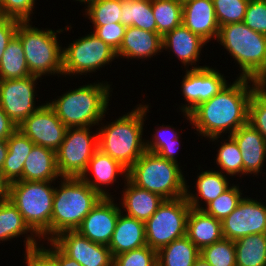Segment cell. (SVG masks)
Masks as SVG:
<instances>
[{"label":"cell","instance_id":"6da1fadb","mask_svg":"<svg viewBox=\"0 0 266 266\" xmlns=\"http://www.w3.org/2000/svg\"><path fill=\"white\" fill-rule=\"evenodd\" d=\"M259 81L236 77L210 100L200 103L193 111L183 113L198 137L213 138L233 134L248 123L249 102Z\"/></svg>","mask_w":266,"mask_h":266},{"label":"cell","instance_id":"9c48e42d","mask_svg":"<svg viewBox=\"0 0 266 266\" xmlns=\"http://www.w3.org/2000/svg\"><path fill=\"white\" fill-rule=\"evenodd\" d=\"M190 210L185 196L164 199L157 211L145 222L147 246L158 251L172 241L186 236Z\"/></svg>","mask_w":266,"mask_h":266},{"label":"cell","instance_id":"f6af8a7d","mask_svg":"<svg viewBox=\"0 0 266 266\" xmlns=\"http://www.w3.org/2000/svg\"><path fill=\"white\" fill-rule=\"evenodd\" d=\"M173 126L161 125L156 127L152 139L145 140V149L152 153H155L160 147L165 145V143L176 142V139L181 137L180 131L175 129ZM158 128V129H157Z\"/></svg>","mask_w":266,"mask_h":266},{"label":"cell","instance_id":"3957f363","mask_svg":"<svg viewBox=\"0 0 266 266\" xmlns=\"http://www.w3.org/2000/svg\"><path fill=\"white\" fill-rule=\"evenodd\" d=\"M108 83L99 80L87 83L70 89L47 103L67 128L99 126L105 120V114H108L112 96L110 93L113 92L112 84Z\"/></svg>","mask_w":266,"mask_h":266},{"label":"cell","instance_id":"f35d334b","mask_svg":"<svg viewBox=\"0 0 266 266\" xmlns=\"http://www.w3.org/2000/svg\"><path fill=\"white\" fill-rule=\"evenodd\" d=\"M219 26L243 22L249 0H212Z\"/></svg>","mask_w":266,"mask_h":266},{"label":"cell","instance_id":"ba28073f","mask_svg":"<svg viewBox=\"0 0 266 266\" xmlns=\"http://www.w3.org/2000/svg\"><path fill=\"white\" fill-rule=\"evenodd\" d=\"M179 164L146 150L128 169L127 178L164 199H176L185 196L187 184Z\"/></svg>","mask_w":266,"mask_h":266},{"label":"cell","instance_id":"f907efd6","mask_svg":"<svg viewBox=\"0 0 266 266\" xmlns=\"http://www.w3.org/2000/svg\"><path fill=\"white\" fill-rule=\"evenodd\" d=\"M47 246H44L59 262L60 266H81L76 260L71 259L65 255L52 241L45 242Z\"/></svg>","mask_w":266,"mask_h":266},{"label":"cell","instance_id":"7dc6e473","mask_svg":"<svg viewBox=\"0 0 266 266\" xmlns=\"http://www.w3.org/2000/svg\"><path fill=\"white\" fill-rule=\"evenodd\" d=\"M19 22L13 18L0 16V60L8 43L16 35Z\"/></svg>","mask_w":266,"mask_h":266},{"label":"cell","instance_id":"4316f807","mask_svg":"<svg viewBox=\"0 0 266 266\" xmlns=\"http://www.w3.org/2000/svg\"><path fill=\"white\" fill-rule=\"evenodd\" d=\"M186 236L202 250L223 238L222 221L203 210L191 208L187 218Z\"/></svg>","mask_w":266,"mask_h":266},{"label":"cell","instance_id":"5bb4252c","mask_svg":"<svg viewBox=\"0 0 266 266\" xmlns=\"http://www.w3.org/2000/svg\"><path fill=\"white\" fill-rule=\"evenodd\" d=\"M243 197L235 210L222 221L223 238L236 241L252 234H266V205Z\"/></svg>","mask_w":266,"mask_h":266},{"label":"cell","instance_id":"b9f144b4","mask_svg":"<svg viewBox=\"0 0 266 266\" xmlns=\"http://www.w3.org/2000/svg\"><path fill=\"white\" fill-rule=\"evenodd\" d=\"M36 0H0V16L20 22L31 21Z\"/></svg>","mask_w":266,"mask_h":266},{"label":"cell","instance_id":"83f0119b","mask_svg":"<svg viewBox=\"0 0 266 266\" xmlns=\"http://www.w3.org/2000/svg\"><path fill=\"white\" fill-rule=\"evenodd\" d=\"M56 163V151L34 145L25 160L22 177L25 181H56L60 179Z\"/></svg>","mask_w":266,"mask_h":266},{"label":"cell","instance_id":"484cf974","mask_svg":"<svg viewBox=\"0 0 266 266\" xmlns=\"http://www.w3.org/2000/svg\"><path fill=\"white\" fill-rule=\"evenodd\" d=\"M20 236H26L23 241L25 251L41 243V239L30 229L17 207L9 199L0 202V243Z\"/></svg>","mask_w":266,"mask_h":266},{"label":"cell","instance_id":"f1b7e54d","mask_svg":"<svg viewBox=\"0 0 266 266\" xmlns=\"http://www.w3.org/2000/svg\"><path fill=\"white\" fill-rule=\"evenodd\" d=\"M7 143L8 152L1 171L12 183L22 177L25 160L35 144L18 129L7 139Z\"/></svg>","mask_w":266,"mask_h":266},{"label":"cell","instance_id":"9f6ffc18","mask_svg":"<svg viewBox=\"0 0 266 266\" xmlns=\"http://www.w3.org/2000/svg\"><path fill=\"white\" fill-rule=\"evenodd\" d=\"M74 1V0H73ZM75 1H78L80 2L81 4H85L84 8H86V6L92 2H94L95 0H75Z\"/></svg>","mask_w":266,"mask_h":266},{"label":"cell","instance_id":"7c38bea8","mask_svg":"<svg viewBox=\"0 0 266 266\" xmlns=\"http://www.w3.org/2000/svg\"><path fill=\"white\" fill-rule=\"evenodd\" d=\"M37 80L39 77L31 75L0 80V106L17 127L45 104H35Z\"/></svg>","mask_w":266,"mask_h":266},{"label":"cell","instance_id":"f5cc1de1","mask_svg":"<svg viewBox=\"0 0 266 266\" xmlns=\"http://www.w3.org/2000/svg\"><path fill=\"white\" fill-rule=\"evenodd\" d=\"M7 152H8L7 140H0V170H2Z\"/></svg>","mask_w":266,"mask_h":266},{"label":"cell","instance_id":"44dd1931","mask_svg":"<svg viewBox=\"0 0 266 266\" xmlns=\"http://www.w3.org/2000/svg\"><path fill=\"white\" fill-rule=\"evenodd\" d=\"M182 24L207 43L217 40L219 23L212 0H189L182 4Z\"/></svg>","mask_w":266,"mask_h":266},{"label":"cell","instance_id":"ac0fdd59","mask_svg":"<svg viewBox=\"0 0 266 266\" xmlns=\"http://www.w3.org/2000/svg\"><path fill=\"white\" fill-rule=\"evenodd\" d=\"M91 173L93 175H90ZM120 175L125 181L127 179L128 170L108 154L97 149L80 178L94 191L106 198L114 197L111 195V192L109 193L110 190L107 191L106 188L109 187V185L117 183L116 180L119 179Z\"/></svg>","mask_w":266,"mask_h":266},{"label":"cell","instance_id":"2e32d148","mask_svg":"<svg viewBox=\"0 0 266 266\" xmlns=\"http://www.w3.org/2000/svg\"><path fill=\"white\" fill-rule=\"evenodd\" d=\"M51 241L81 266H113L108 246L92 242L76 230L62 232Z\"/></svg>","mask_w":266,"mask_h":266},{"label":"cell","instance_id":"8992f818","mask_svg":"<svg viewBox=\"0 0 266 266\" xmlns=\"http://www.w3.org/2000/svg\"><path fill=\"white\" fill-rule=\"evenodd\" d=\"M32 21L19 22L16 36L20 39L26 62L31 76L46 78L55 75L63 76V48L57 37L64 30L69 31L72 26H65L58 30L40 29L32 27ZM58 34V35H57Z\"/></svg>","mask_w":266,"mask_h":266},{"label":"cell","instance_id":"db71d44e","mask_svg":"<svg viewBox=\"0 0 266 266\" xmlns=\"http://www.w3.org/2000/svg\"><path fill=\"white\" fill-rule=\"evenodd\" d=\"M193 266H211L205 259L199 256Z\"/></svg>","mask_w":266,"mask_h":266},{"label":"cell","instance_id":"681fc988","mask_svg":"<svg viewBox=\"0 0 266 266\" xmlns=\"http://www.w3.org/2000/svg\"><path fill=\"white\" fill-rule=\"evenodd\" d=\"M16 130L17 126L0 106V140H7Z\"/></svg>","mask_w":266,"mask_h":266},{"label":"cell","instance_id":"74e56055","mask_svg":"<svg viewBox=\"0 0 266 266\" xmlns=\"http://www.w3.org/2000/svg\"><path fill=\"white\" fill-rule=\"evenodd\" d=\"M200 256L211 266H236V253L234 241L227 238L204 247Z\"/></svg>","mask_w":266,"mask_h":266},{"label":"cell","instance_id":"9a60e30c","mask_svg":"<svg viewBox=\"0 0 266 266\" xmlns=\"http://www.w3.org/2000/svg\"><path fill=\"white\" fill-rule=\"evenodd\" d=\"M35 145L56 151L67 131L55 111L46 102L36 112L26 118L18 127Z\"/></svg>","mask_w":266,"mask_h":266},{"label":"cell","instance_id":"836d02e7","mask_svg":"<svg viewBox=\"0 0 266 266\" xmlns=\"http://www.w3.org/2000/svg\"><path fill=\"white\" fill-rule=\"evenodd\" d=\"M30 75L22 43L15 35L0 60V80L24 78Z\"/></svg>","mask_w":266,"mask_h":266},{"label":"cell","instance_id":"f546056e","mask_svg":"<svg viewBox=\"0 0 266 266\" xmlns=\"http://www.w3.org/2000/svg\"><path fill=\"white\" fill-rule=\"evenodd\" d=\"M199 256L200 250L184 236L157 251V266H193Z\"/></svg>","mask_w":266,"mask_h":266},{"label":"cell","instance_id":"1f68e13d","mask_svg":"<svg viewBox=\"0 0 266 266\" xmlns=\"http://www.w3.org/2000/svg\"><path fill=\"white\" fill-rule=\"evenodd\" d=\"M236 266H266V234H252L234 241Z\"/></svg>","mask_w":266,"mask_h":266},{"label":"cell","instance_id":"ab89813d","mask_svg":"<svg viewBox=\"0 0 266 266\" xmlns=\"http://www.w3.org/2000/svg\"><path fill=\"white\" fill-rule=\"evenodd\" d=\"M113 266H157V251L145 245L113 257Z\"/></svg>","mask_w":266,"mask_h":266},{"label":"cell","instance_id":"603a6c76","mask_svg":"<svg viewBox=\"0 0 266 266\" xmlns=\"http://www.w3.org/2000/svg\"><path fill=\"white\" fill-rule=\"evenodd\" d=\"M119 202L121 212L146 222L164 201L159 194L134 185L128 178L124 182L122 197ZM123 209V210H122Z\"/></svg>","mask_w":266,"mask_h":266},{"label":"cell","instance_id":"d590c367","mask_svg":"<svg viewBox=\"0 0 266 266\" xmlns=\"http://www.w3.org/2000/svg\"><path fill=\"white\" fill-rule=\"evenodd\" d=\"M121 6L122 0H95L86 6L83 15L93 26L121 23Z\"/></svg>","mask_w":266,"mask_h":266},{"label":"cell","instance_id":"60d3db41","mask_svg":"<svg viewBox=\"0 0 266 266\" xmlns=\"http://www.w3.org/2000/svg\"><path fill=\"white\" fill-rule=\"evenodd\" d=\"M248 123L257 129L266 141V93L260 87L250 98Z\"/></svg>","mask_w":266,"mask_h":266},{"label":"cell","instance_id":"e0dca14e","mask_svg":"<svg viewBox=\"0 0 266 266\" xmlns=\"http://www.w3.org/2000/svg\"><path fill=\"white\" fill-rule=\"evenodd\" d=\"M114 201L113 197H103L76 231L92 242L108 246L121 212L119 203Z\"/></svg>","mask_w":266,"mask_h":266},{"label":"cell","instance_id":"8d00e7d4","mask_svg":"<svg viewBox=\"0 0 266 266\" xmlns=\"http://www.w3.org/2000/svg\"><path fill=\"white\" fill-rule=\"evenodd\" d=\"M231 184L225 192L208 203L202 210L220 221H223L231 214L244 197L243 190L240 189L239 184Z\"/></svg>","mask_w":266,"mask_h":266},{"label":"cell","instance_id":"bcb514c9","mask_svg":"<svg viewBox=\"0 0 266 266\" xmlns=\"http://www.w3.org/2000/svg\"><path fill=\"white\" fill-rule=\"evenodd\" d=\"M42 244L30 248L24 253V261L27 266H60L57 259Z\"/></svg>","mask_w":266,"mask_h":266},{"label":"cell","instance_id":"8fae6325","mask_svg":"<svg viewBox=\"0 0 266 266\" xmlns=\"http://www.w3.org/2000/svg\"><path fill=\"white\" fill-rule=\"evenodd\" d=\"M92 128H67L64 141L56 150V163L61 177H80L86 170L98 149V130Z\"/></svg>","mask_w":266,"mask_h":266},{"label":"cell","instance_id":"11a10c76","mask_svg":"<svg viewBox=\"0 0 266 266\" xmlns=\"http://www.w3.org/2000/svg\"><path fill=\"white\" fill-rule=\"evenodd\" d=\"M259 87L266 93V78L259 81Z\"/></svg>","mask_w":266,"mask_h":266},{"label":"cell","instance_id":"7a4b0ae2","mask_svg":"<svg viewBox=\"0 0 266 266\" xmlns=\"http://www.w3.org/2000/svg\"><path fill=\"white\" fill-rule=\"evenodd\" d=\"M140 103L130 112L112 122L99 123L98 149L118 161L127 170L146 151L143 133L144 121L150 111L148 104ZM103 123V124H102Z\"/></svg>","mask_w":266,"mask_h":266},{"label":"cell","instance_id":"c3c4849f","mask_svg":"<svg viewBox=\"0 0 266 266\" xmlns=\"http://www.w3.org/2000/svg\"><path fill=\"white\" fill-rule=\"evenodd\" d=\"M179 141L180 137L176 139V142L165 143V145L160 147L155 153L164 159L178 163V148L181 147V141Z\"/></svg>","mask_w":266,"mask_h":266},{"label":"cell","instance_id":"ffe728a7","mask_svg":"<svg viewBox=\"0 0 266 266\" xmlns=\"http://www.w3.org/2000/svg\"><path fill=\"white\" fill-rule=\"evenodd\" d=\"M237 143L243 159V176L257 177L266 162V141L251 124L247 123L230 135ZM248 174V175H247Z\"/></svg>","mask_w":266,"mask_h":266},{"label":"cell","instance_id":"ee69618b","mask_svg":"<svg viewBox=\"0 0 266 266\" xmlns=\"http://www.w3.org/2000/svg\"><path fill=\"white\" fill-rule=\"evenodd\" d=\"M93 34L99 37L104 43H106L115 52L119 50L126 27L122 23H112L103 26H93Z\"/></svg>","mask_w":266,"mask_h":266},{"label":"cell","instance_id":"277c9868","mask_svg":"<svg viewBox=\"0 0 266 266\" xmlns=\"http://www.w3.org/2000/svg\"><path fill=\"white\" fill-rule=\"evenodd\" d=\"M59 180L53 199L51 240L62 232L77 230L103 198L80 177H60Z\"/></svg>","mask_w":266,"mask_h":266},{"label":"cell","instance_id":"7bdbcfd3","mask_svg":"<svg viewBox=\"0 0 266 266\" xmlns=\"http://www.w3.org/2000/svg\"><path fill=\"white\" fill-rule=\"evenodd\" d=\"M243 23L250 29L266 35V0H249Z\"/></svg>","mask_w":266,"mask_h":266},{"label":"cell","instance_id":"6f0895ef","mask_svg":"<svg viewBox=\"0 0 266 266\" xmlns=\"http://www.w3.org/2000/svg\"><path fill=\"white\" fill-rule=\"evenodd\" d=\"M176 1H178V2H180V3H185V2H187V1H189V0H176Z\"/></svg>","mask_w":266,"mask_h":266},{"label":"cell","instance_id":"30bf717a","mask_svg":"<svg viewBox=\"0 0 266 266\" xmlns=\"http://www.w3.org/2000/svg\"><path fill=\"white\" fill-rule=\"evenodd\" d=\"M116 59V52L91 31L63 47V75L87 76Z\"/></svg>","mask_w":266,"mask_h":266},{"label":"cell","instance_id":"d6a6232c","mask_svg":"<svg viewBox=\"0 0 266 266\" xmlns=\"http://www.w3.org/2000/svg\"><path fill=\"white\" fill-rule=\"evenodd\" d=\"M121 11V23L125 27L133 26L150 32H157L151 1L122 0Z\"/></svg>","mask_w":266,"mask_h":266},{"label":"cell","instance_id":"7402d4cb","mask_svg":"<svg viewBox=\"0 0 266 266\" xmlns=\"http://www.w3.org/2000/svg\"><path fill=\"white\" fill-rule=\"evenodd\" d=\"M162 46L163 40L159 33L133 26L126 27L123 41L116 52V57L117 59L149 60L153 56L156 57V54L160 55L161 52H164Z\"/></svg>","mask_w":266,"mask_h":266},{"label":"cell","instance_id":"4fadbf2b","mask_svg":"<svg viewBox=\"0 0 266 266\" xmlns=\"http://www.w3.org/2000/svg\"><path fill=\"white\" fill-rule=\"evenodd\" d=\"M181 81V92L185 104L179 106L183 113H190L200 103L210 100L229 82L220 70L212 66L187 69ZM188 102V103H187Z\"/></svg>","mask_w":266,"mask_h":266},{"label":"cell","instance_id":"d6986e66","mask_svg":"<svg viewBox=\"0 0 266 266\" xmlns=\"http://www.w3.org/2000/svg\"><path fill=\"white\" fill-rule=\"evenodd\" d=\"M162 40V50L172 52V55L175 54L174 56L183 64L185 70L189 69V66H191L190 69L207 66L197 65L201 59V49L207 45V42L183 24L164 35Z\"/></svg>","mask_w":266,"mask_h":266},{"label":"cell","instance_id":"5b68a950","mask_svg":"<svg viewBox=\"0 0 266 266\" xmlns=\"http://www.w3.org/2000/svg\"><path fill=\"white\" fill-rule=\"evenodd\" d=\"M217 42L239 65V77L266 78V35L238 22L220 26Z\"/></svg>","mask_w":266,"mask_h":266},{"label":"cell","instance_id":"816d5d0a","mask_svg":"<svg viewBox=\"0 0 266 266\" xmlns=\"http://www.w3.org/2000/svg\"><path fill=\"white\" fill-rule=\"evenodd\" d=\"M11 182L5 177L0 170V202L6 201L10 197Z\"/></svg>","mask_w":266,"mask_h":266},{"label":"cell","instance_id":"cb8c5ba5","mask_svg":"<svg viewBox=\"0 0 266 266\" xmlns=\"http://www.w3.org/2000/svg\"><path fill=\"white\" fill-rule=\"evenodd\" d=\"M215 169H208L197 174L196 186L194 185L196 192L194 190L192 192L190 185L186 184L185 197L191 208L202 210L203 206L215 200L231 186L229 177Z\"/></svg>","mask_w":266,"mask_h":266},{"label":"cell","instance_id":"52a82bcc","mask_svg":"<svg viewBox=\"0 0 266 266\" xmlns=\"http://www.w3.org/2000/svg\"><path fill=\"white\" fill-rule=\"evenodd\" d=\"M57 181H14L9 200L17 207L30 229L41 239L51 241V214Z\"/></svg>","mask_w":266,"mask_h":266},{"label":"cell","instance_id":"d4e9b609","mask_svg":"<svg viewBox=\"0 0 266 266\" xmlns=\"http://www.w3.org/2000/svg\"><path fill=\"white\" fill-rule=\"evenodd\" d=\"M147 245L145 222L120 212L111 241L112 256Z\"/></svg>","mask_w":266,"mask_h":266},{"label":"cell","instance_id":"e575fe53","mask_svg":"<svg viewBox=\"0 0 266 266\" xmlns=\"http://www.w3.org/2000/svg\"><path fill=\"white\" fill-rule=\"evenodd\" d=\"M151 6L157 24V33L162 37L182 24V3L176 0H153Z\"/></svg>","mask_w":266,"mask_h":266},{"label":"cell","instance_id":"4dcf8cb0","mask_svg":"<svg viewBox=\"0 0 266 266\" xmlns=\"http://www.w3.org/2000/svg\"><path fill=\"white\" fill-rule=\"evenodd\" d=\"M226 137L223 135L208 139L214 143L221 140L220 145L217 148L216 159L214 160L219 168L217 171L232 178L234 176L243 177L242 153L236 141L231 136Z\"/></svg>","mask_w":266,"mask_h":266}]
</instances>
